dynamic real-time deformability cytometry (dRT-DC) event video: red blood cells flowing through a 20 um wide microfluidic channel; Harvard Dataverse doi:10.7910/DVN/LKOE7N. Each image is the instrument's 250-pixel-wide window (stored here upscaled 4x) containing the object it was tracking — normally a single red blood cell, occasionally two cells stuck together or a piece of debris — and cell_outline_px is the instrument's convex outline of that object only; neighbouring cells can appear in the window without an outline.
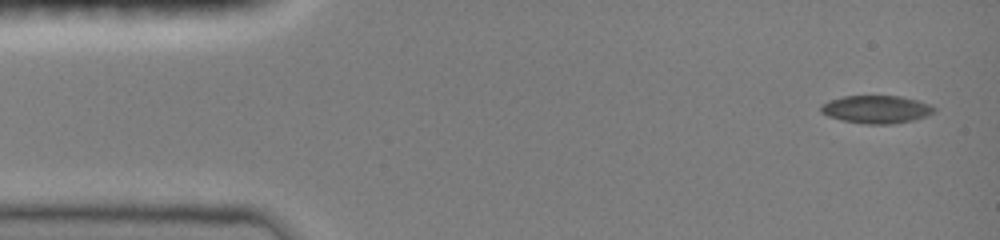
{"species": "common noctule bat (a hibernating species)", "species_latin": "Nyctalus noctula", "temperature_condition": "room temperature", "stored_images_in_passage": 33, "camera_frame_rate_fps": 3000, "um_per_image_px": 0.085, "animal": {"sex": "female", "body_mass_g": 19.0, "forearm_length_mm": 51.5}, "frame": {"image": 1, "passage_image": 1, "time_ms": 0.0, "image_size_px": [1000, 240], "cell_outline_px": [[936, 112], [928, 116], [912, 120], [892, 124], [868, 124], [844, 120], [828, 116], [820, 112], [820, 104], [828, 100], [844, 96], [900, 96], [916, 100], [928, 104], [936, 108]], "centroid_in_image_um": [74.48, 9.29], "position_along_channel_um": 10.5, "area_um2": 18.38}}
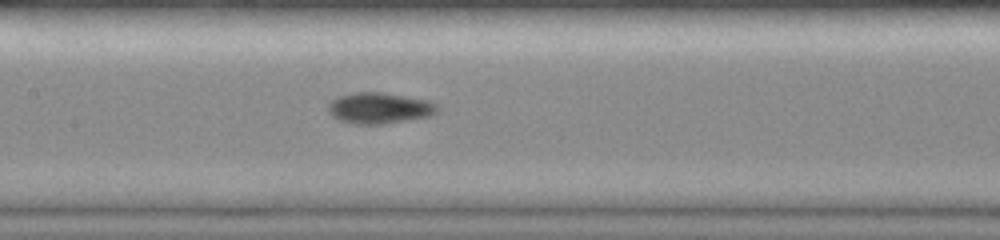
{"frame": {"image": 2, "passage_image": 13, "time_ms": 6.667, "image_size_px": [1000, 240], "cell_outline_px": [[440, 108], [436, 112], [428, 116], [408, 120], [384, 124], [356, 124], [340, 120], [332, 116], [328, 112], [328, 104], [336, 96], [352, 92], [384, 92], [428, 100], [436, 104]], "centroid_in_image_um": [32.22, 9.17], "position_along_channel_um": 175.2, "area_um2": 19.88}}
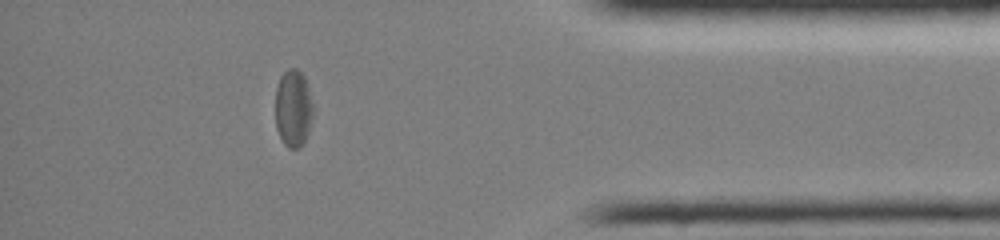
{"frame": {"image": 3, "passage_image": 24, "time_ms": 13.0, "image_size_px": [1000, 240], "cell_outline_px": [[312, 116], [308, 132], [300, 148], [288, 148], [284, 144], [276, 128], [276, 88], [280, 76], [288, 68], [296, 68], [304, 76], [308, 88], [312, 104]], "centroid_in_image_um": [24.91, 9.2], "position_along_channel_um": 410.3, "area_um2": 16.82}, "authors_computed_cell_mechanics": {"area_um2": 18.5538, "velocity_mm_per_s": 4.0448, "shape_relaxation_time_tau1_ms": 5.7533, "shape_relaxation_time_tau2_ms": 3.4777, "deformation_change_tau1": 0.168, "deformation_change_tau2": 0.0824}}